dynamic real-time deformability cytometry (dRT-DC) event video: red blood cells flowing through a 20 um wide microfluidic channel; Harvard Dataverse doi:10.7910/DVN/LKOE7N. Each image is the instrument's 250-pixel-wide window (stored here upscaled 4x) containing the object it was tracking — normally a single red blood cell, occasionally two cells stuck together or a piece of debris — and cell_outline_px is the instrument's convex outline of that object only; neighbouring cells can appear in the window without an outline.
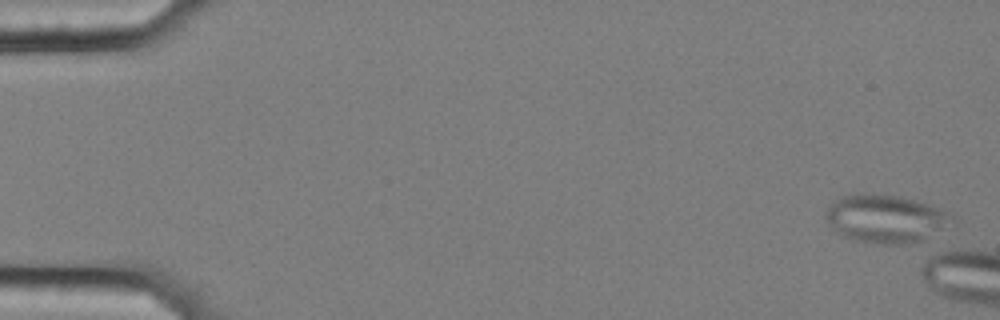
{"species": "common noctule bat (a hibernating species)", "species_latin": "Nyctalus noctula", "temperature_condition": "cold", "stored_images_in_passage": 8, "camera_frame_rate_fps": 3000, "um_per_image_px": 0.085, "animal": {"sex": "female", "body_mass_g": 25.1}, "frame": {"image": 1, "passage_image": 1, "time_ms": 0.0, "image_size_px": [1000, 320], "cell_outline_px": [[956, 220], [944, 228], [920, 240], [900, 244], [884, 244], [856, 240], [844, 236], [824, 216], [824, 212], [836, 200], [844, 196], [864, 192], [872, 192], [900, 196], [940, 208], [948, 212]], "centroid_in_image_um": [75.29, 18.55], "position_along_channel_um": 9.7, "area_um2": 34.74}}